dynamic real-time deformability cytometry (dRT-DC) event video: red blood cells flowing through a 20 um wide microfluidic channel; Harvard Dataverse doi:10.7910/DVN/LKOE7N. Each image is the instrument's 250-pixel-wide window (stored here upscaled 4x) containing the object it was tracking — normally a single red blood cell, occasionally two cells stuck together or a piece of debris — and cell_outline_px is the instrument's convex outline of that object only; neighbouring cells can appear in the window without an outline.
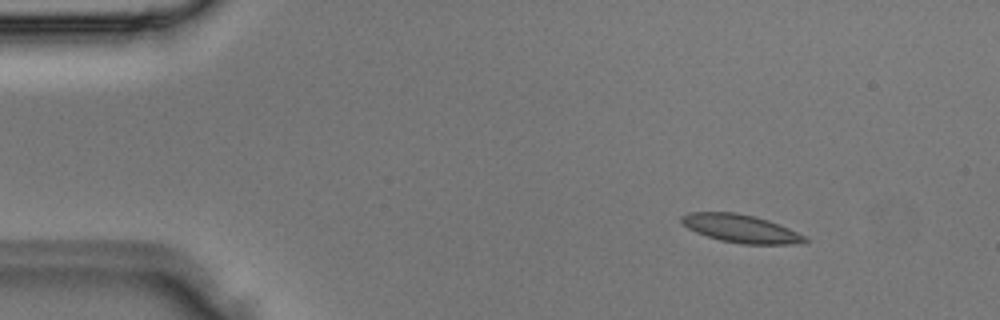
{"species": "Egyptian fruit bat (a non-hibernating species)", "species_latin": "Rousettus aegyptiacus", "temperature_condition": "room temperature", "stored_images_in_passage": 4, "camera_frame_rate_fps": 3000, "um_per_image_px": 0.085, "animal": {"sex": "male"}, "frame": {"image": 1, "passage_image": 1, "time_ms": 0.0, "image_size_px": [1000, 320], "cell_outline_px": [[808, 240], [792, 244], [744, 244], [720, 240], [696, 232], [688, 228], [680, 220], [680, 216], [688, 212], [736, 212], [756, 216], [768, 220], [808, 236]], "centroid_in_image_um": [62.96, 19.41], "position_along_channel_um": 22.0, "area_um2": 20.11}}
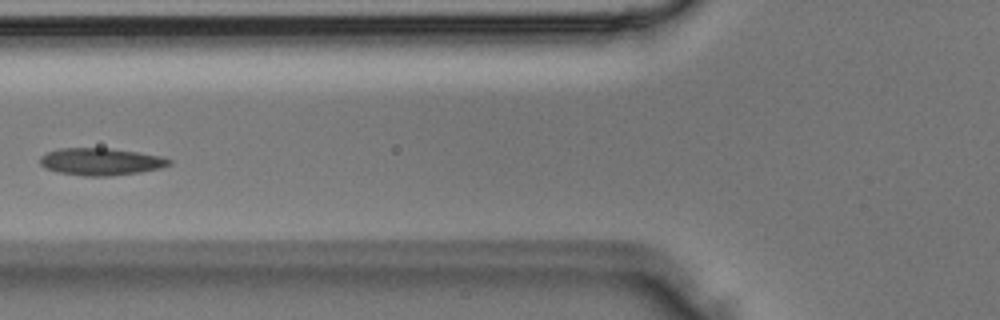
{"frame": {"image": 2, "passage_image": 4, "time_ms": 1.0, "image_size_px": [1000, 320], "cell_outline_px": [[172, 164], [160, 168], [140, 172], [108, 176], [84, 176], [60, 172], [48, 168], [40, 164], [40, 156], [56, 148], [112, 148], [160, 156], [172, 160]], "centroid_in_image_um": [8.58, 13.73], "position_along_channel_um": 117.2, "area_um2": 20.35}}